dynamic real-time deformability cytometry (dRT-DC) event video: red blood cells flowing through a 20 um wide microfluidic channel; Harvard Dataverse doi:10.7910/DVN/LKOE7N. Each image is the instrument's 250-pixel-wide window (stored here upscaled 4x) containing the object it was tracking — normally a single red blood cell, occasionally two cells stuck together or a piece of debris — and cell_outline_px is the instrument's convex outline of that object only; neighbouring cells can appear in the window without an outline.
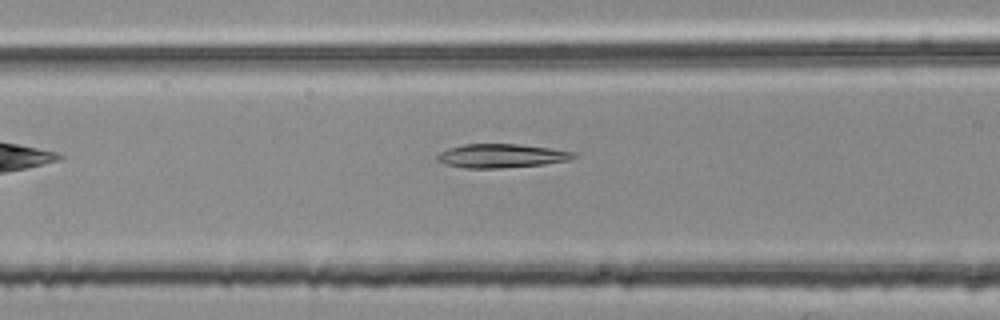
{"species": "common noctule bat (a hibernating species)", "species_latin": "Nyctalus noctula", "temperature_condition": "room temperature", "stored_images_in_passage": 35, "camera_frame_rate_fps": 3000, "um_per_image_px": 0.085, "animal": {"sex": "female", "body_mass_g": 25.1}, "frame": {"image": 1, "passage_image": 8, "time_ms": 2.333, "image_size_px": [1000, 320], "cell_outline_px": [[576, 156], [568, 160], [544, 164], [500, 168], [464, 168], [444, 164], [436, 160], [436, 156], [440, 152], [448, 148], [464, 144], [516, 144], [548, 148], [576, 152]], "centroid_in_image_um": [42.57, 13.25], "position_along_channel_um": 124.0, "area_um2": 18.84}}
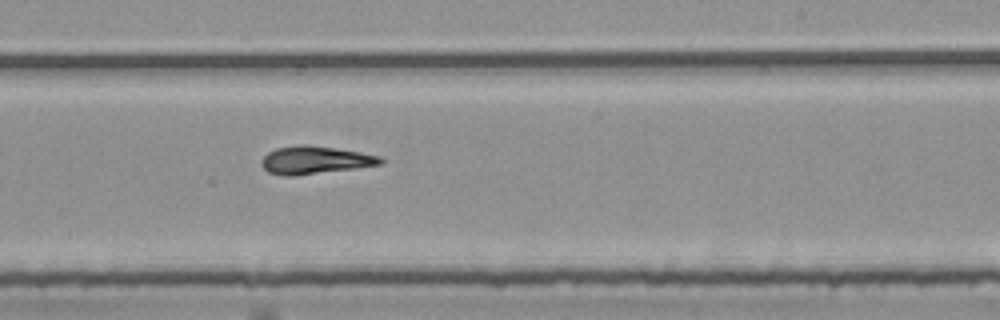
{"frame": {"image": 2, "passage_image": 19, "time_ms": 6.0, "image_size_px": [1000, 320], "cell_outline_px": [[384, 164], [356, 168], [292, 176], [284, 176], [268, 172], [260, 164], [260, 160], [268, 152], [276, 148], [304, 144], [308, 144], [336, 148], [360, 152], [380, 156], [384, 160]], "centroid_in_image_um": [26.77, 13.6], "position_along_channel_um": 262.2, "area_um2": 19.36}}
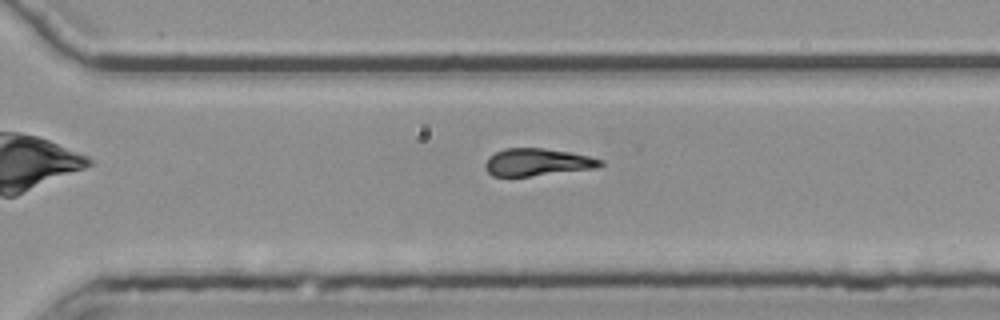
{"frame": {"image": 3, "passage_image": 24, "time_ms": 7.667, "image_size_px": [1000, 320], "cell_outline_px": [[604, 164], [596, 168], [528, 176], [492, 176], [484, 168], [484, 164], [488, 156], [504, 148], [544, 148], [568, 152], [588, 156], [604, 160]], "centroid_in_image_um": [45.64, 13.78], "position_along_channel_um": 325.0, "area_um2": 18.32}, "authors_computed_cell_mechanics": {"area_um2": 18.8428, "velocity_mm_per_s": 3.7752, "shape_relaxation_time_tau1_ms": 7.1355, "shape_relaxation_time_tau2_ms": 3.1754, "deformation_change_tau1": 0.2301, "deformation_change_tau2": 0.1417}}